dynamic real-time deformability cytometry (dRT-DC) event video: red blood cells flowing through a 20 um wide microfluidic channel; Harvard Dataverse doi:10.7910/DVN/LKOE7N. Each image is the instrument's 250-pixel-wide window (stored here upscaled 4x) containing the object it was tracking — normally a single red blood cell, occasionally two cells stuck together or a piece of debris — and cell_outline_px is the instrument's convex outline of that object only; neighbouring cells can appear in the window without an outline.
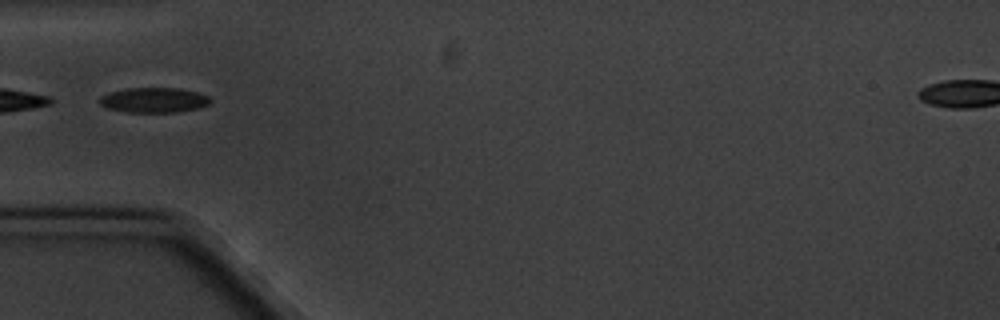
{"species": "common noctule bat (a hibernating species)", "species_latin": "Nyctalus noctula", "temperature_condition": "cold", "stored_images_in_passage": 8, "camera_frame_rate_fps": 3000, "um_per_image_px": 0.085, "animal": {"sex": "male", "body_mass_g": 20.1, "forearm_length_mm": 53.5}, "frame": {"image": 1, "passage_image": 6, "time_ms": 5.667, "image_size_px": [1000, 320], "cell_outline_px": [[212, 100], [208, 104], [196, 108], [176, 112], [128, 112], [108, 108], [100, 104], [100, 96], [108, 92], [124, 88], [180, 88], [196, 92], [208, 96]], "centroid_in_image_um": [13.05, 8.49], "position_along_channel_um": 71.9, "area_um2": 16.07}}